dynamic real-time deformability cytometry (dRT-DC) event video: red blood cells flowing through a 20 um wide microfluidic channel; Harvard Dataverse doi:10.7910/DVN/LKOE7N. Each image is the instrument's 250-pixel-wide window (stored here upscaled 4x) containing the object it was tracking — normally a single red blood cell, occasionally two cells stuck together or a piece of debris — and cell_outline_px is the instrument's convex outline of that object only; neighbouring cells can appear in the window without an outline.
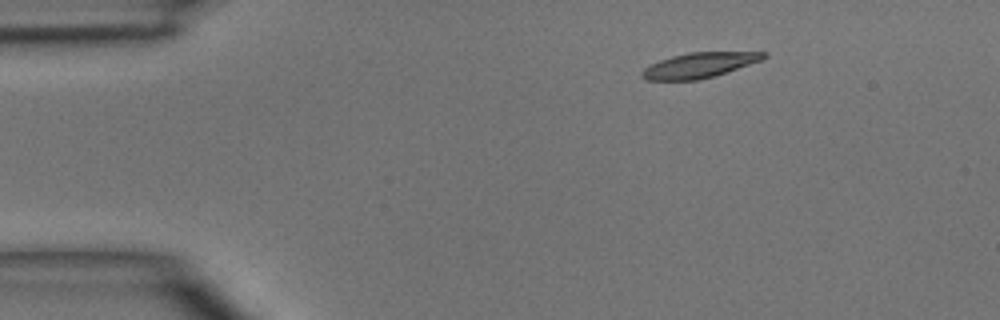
{"species": "common noctule bat (a hibernating species)", "species_latin": "Nyctalus noctula", "temperature_condition": "room temperature", "stored_images_in_passage": 3, "camera_frame_rate_fps": 3000, "um_per_image_px": 0.085, "animal": {"sex": "male", "body_mass_g": 15.6}, "frame": {"image": 1, "passage_image": 1, "time_ms": 0.0, "image_size_px": [1000, 320], "cell_outline_px": [[768, 56], [760, 60], [700, 80], [644, 80], [640, 76], [640, 72], [644, 68], [660, 60], [672, 56], [688, 52], [768, 52]], "centroid_in_image_um": [59.37, 5.54], "position_along_channel_um": 25.6, "area_um2": 17.57}}